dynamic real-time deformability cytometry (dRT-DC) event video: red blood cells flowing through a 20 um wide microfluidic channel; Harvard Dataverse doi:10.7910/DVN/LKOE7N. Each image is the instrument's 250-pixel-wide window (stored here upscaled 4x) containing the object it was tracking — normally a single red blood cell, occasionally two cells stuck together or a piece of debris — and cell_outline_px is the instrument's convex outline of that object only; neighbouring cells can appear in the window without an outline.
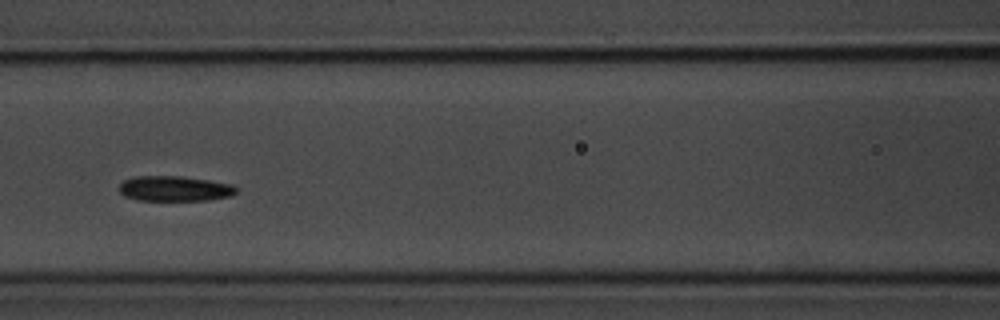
{"species": "common noctule bat (a hibernating species)", "species_latin": "Nyctalus noctula", "temperature_condition": "room temperature", "stored_images_in_passage": 7, "camera_frame_rate_fps": 3000, "um_per_image_px": 0.085, "animal": {"sex": "male", "body_mass_g": 20.1, "forearm_length_mm": 53.5}, "frame": {"image": 1, "passage_image": 6, "time_ms": 5.667, "image_size_px": [1000, 320], "cell_outline_px": [[240, 188], [232, 196], [208, 200], [136, 200], [124, 196], [120, 192], [120, 184], [124, 180], [136, 176], [180, 176], [208, 180], [232, 184]], "centroid_in_image_um": [14.88, 16.03], "position_along_channel_um": 151.7, "area_um2": 17.28}}